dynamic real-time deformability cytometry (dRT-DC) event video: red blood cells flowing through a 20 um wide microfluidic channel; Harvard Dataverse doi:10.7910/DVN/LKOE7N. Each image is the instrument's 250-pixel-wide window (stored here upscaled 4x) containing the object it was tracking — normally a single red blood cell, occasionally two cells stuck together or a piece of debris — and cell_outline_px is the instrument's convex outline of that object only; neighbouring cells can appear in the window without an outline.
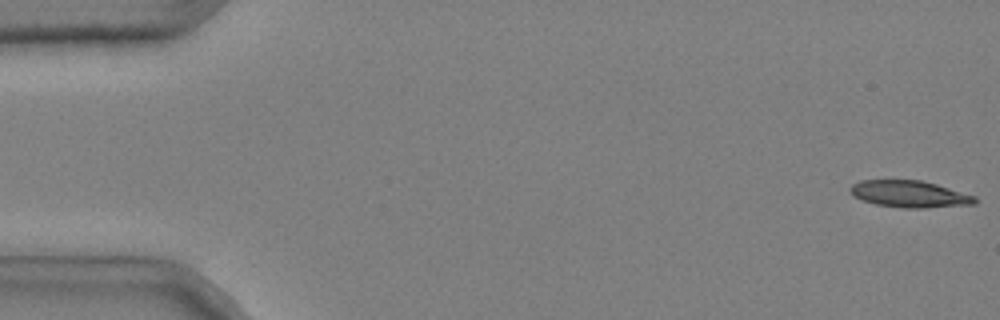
{"species": "common noctule bat (a hibernating species)", "species_latin": "Nyctalus noctula", "temperature_condition": "cold", "stored_images_in_passage": 53, "camera_frame_rate_fps": 3000, "um_per_image_px": 0.085, "animal": {"sex": "male", "body_mass_g": 20.4}, "frame": {"image": 1, "passage_image": 1, "time_ms": 0.0, "image_size_px": [1000, 320], "cell_outline_px": [[976, 204], [924, 208], [904, 208], [876, 204], [860, 200], [848, 188], [852, 184], [860, 180], [920, 180], [936, 184], [976, 196]], "centroid_in_image_um": [77.31, 16.49], "position_along_channel_um": 7.7, "area_um2": 19.42}}
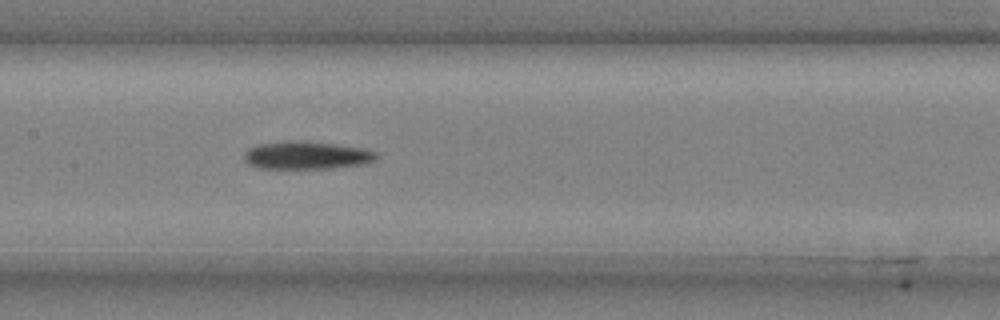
{"frame": {"image": 2, "passage_image": 26, "time_ms": 8.333, "image_size_px": [1000, 320], "cell_outline_px": [[380, 156], [376, 160], [364, 164], [332, 168], [260, 168], [248, 164], [244, 160], [244, 152], [248, 148], [256, 144], [284, 140], [296, 140], [332, 144], [364, 148], [376, 152]], "centroid_in_image_um": [26.04, 13.19], "position_along_channel_um": 181.4, "area_um2": 21.68}}
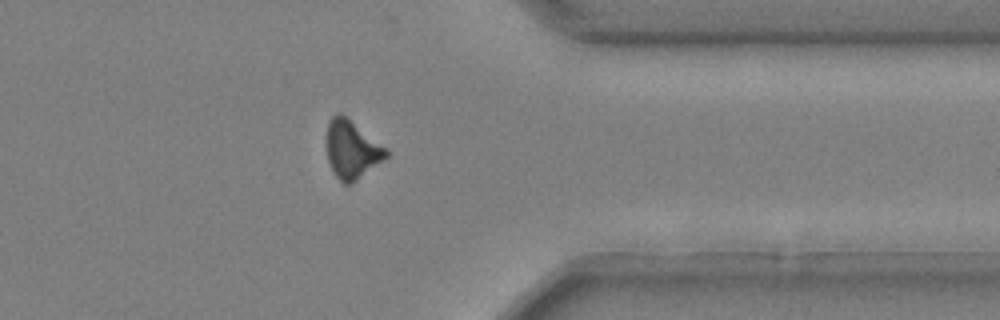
{"frame": {"image": 3, "passage_image": 43, "time_ms": 14.0, "image_size_px": [1000, 320], "cell_outline_px": [[388, 156], [352, 184], [344, 184], [332, 172], [328, 160], [328, 124], [332, 116], [340, 112], [384, 148], [388, 152]], "centroid_in_image_um": [29.88, 12.75], "position_along_channel_um": 381.5, "area_um2": 19.36}}